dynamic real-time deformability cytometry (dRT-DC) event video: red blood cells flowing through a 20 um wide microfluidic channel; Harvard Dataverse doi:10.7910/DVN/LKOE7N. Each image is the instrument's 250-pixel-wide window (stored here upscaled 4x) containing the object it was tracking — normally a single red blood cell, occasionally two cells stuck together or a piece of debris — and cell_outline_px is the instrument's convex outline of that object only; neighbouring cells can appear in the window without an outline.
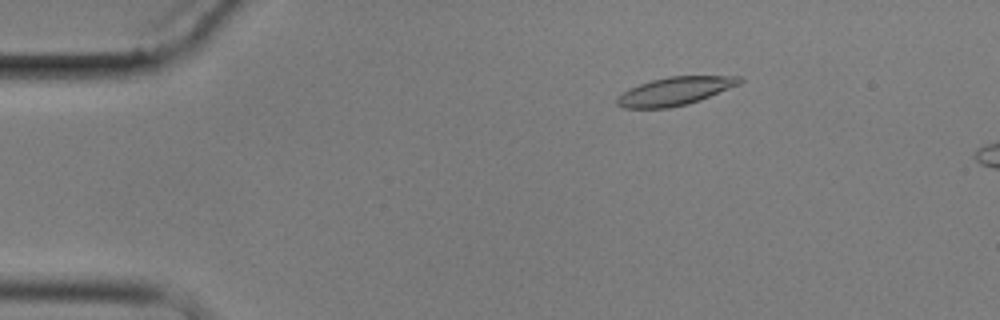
{"species": "common noctule bat (a hibernating species)", "species_latin": "Nyctalus noctula", "temperature_condition": "cold", "stored_images_in_passage": 5, "camera_frame_rate_fps": 3000, "um_per_image_px": 0.085, "animal": {"sex": "male", "body_mass_g": 17.9}, "frame": {"image": 1, "passage_image": 3, "time_ms": 2.333, "image_size_px": [1000, 320], "cell_outline_px": [[744, 80], [740, 84], [700, 100], [688, 104], [668, 108], [624, 108], [616, 104], [616, 96], [628, 88], [652, 80], [668, 76], [740, 76]], "centroid_in_image_um": [57.35, 7.75], "position_along_channel_um": 27.6, "area_um2": 20.23}}